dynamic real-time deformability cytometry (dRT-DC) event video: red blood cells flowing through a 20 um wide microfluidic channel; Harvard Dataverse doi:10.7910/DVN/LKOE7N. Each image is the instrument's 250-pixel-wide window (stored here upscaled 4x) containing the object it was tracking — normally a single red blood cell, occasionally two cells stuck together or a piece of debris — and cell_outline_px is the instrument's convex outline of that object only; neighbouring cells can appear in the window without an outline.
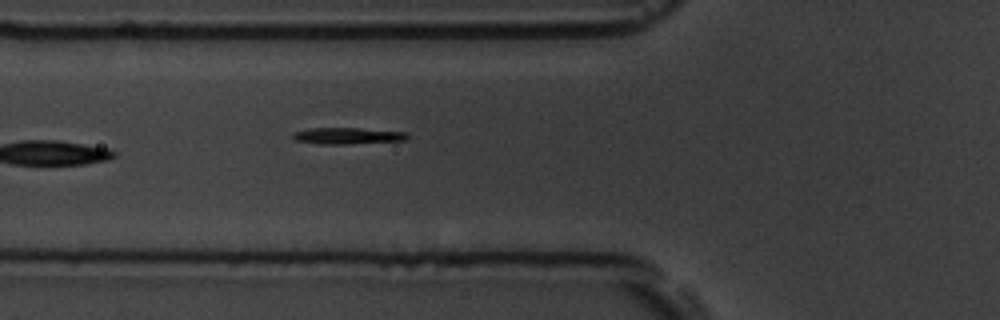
{"species": "common noctule bat (a hibernating species)", "species_latin": "Nyctalus noctula", "temperature_condition": "room temperature", "stored_images_in_passage": 6, "camera_frame_rate_fps": 3000, "um_per_image_px": 0.085, "animal": {"sex": "male", "body_mass_g": 19.5, "forearm_length_mm": 54.6}, "frame": {"image": 1, "passage_image": 6, "time_ms": 1.667, "image_size_px": [1000, 320], "cell_outline_px": [[408, 136], [404, 140], [348, 144], [320, 144], [296, 140], [292, 136], [292, 132], [312, 128], [360, 128], [408, 132]], "centroid_in_image_um": [29.54, 11.54], "position_along_channel_um": 96.3, "area_um2": 10.92}}